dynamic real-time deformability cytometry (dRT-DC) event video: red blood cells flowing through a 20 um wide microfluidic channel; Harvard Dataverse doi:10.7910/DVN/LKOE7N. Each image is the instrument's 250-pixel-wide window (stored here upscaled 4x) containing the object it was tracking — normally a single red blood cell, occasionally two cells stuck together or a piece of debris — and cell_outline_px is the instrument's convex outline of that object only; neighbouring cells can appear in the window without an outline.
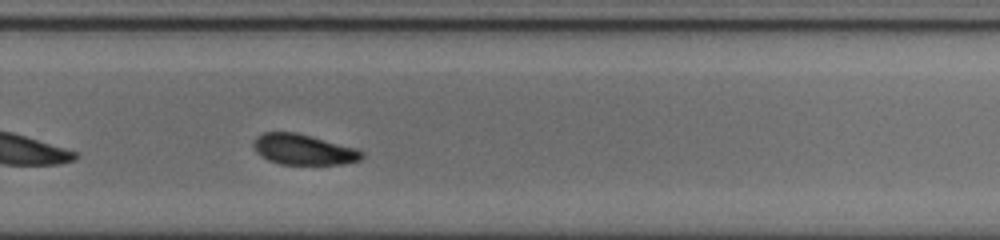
{"species": "common noctule bat (a hibernating species)", "species_latin": "Nyctalus noctula", "temperature_condition": "cold", "stored_images_in_passage": 31, "camera_frame_rate_fps": 3000, "um_per_image_px": 0.085, "animal": {"sex": "male", "body_mass_g": 20.0, "forearm_length_mm": 53.3}, "frame": {"image": 1, "passage_image": 22, "time_ms": 7.0, "image_size_px": [1000, 240], "cell_outline_px": [[364, 156], [360, 160], [344, 164], [280, 164], [268, 160], [256, 152], [252, 144], [256, 136], [264, 132], [296, 132], [312, 136], [356, 148], [364, 152]], "centroid_in_image_um": [25.79, 12.7], "position_along_channel_um": 304.0, "area_um2": 19.36}, "authors_computed_cell_mechanics": {"area_um2": 20.9236, "velocity_mm_per_s": 3.786, "shape_relaxation_time_tau1_ms": 3.038, "shape_relaxation_time_tau2_ms": 9.744, "deformation_change_tau1": 0.0969, "deformation_change_tau2": 0.1531}}